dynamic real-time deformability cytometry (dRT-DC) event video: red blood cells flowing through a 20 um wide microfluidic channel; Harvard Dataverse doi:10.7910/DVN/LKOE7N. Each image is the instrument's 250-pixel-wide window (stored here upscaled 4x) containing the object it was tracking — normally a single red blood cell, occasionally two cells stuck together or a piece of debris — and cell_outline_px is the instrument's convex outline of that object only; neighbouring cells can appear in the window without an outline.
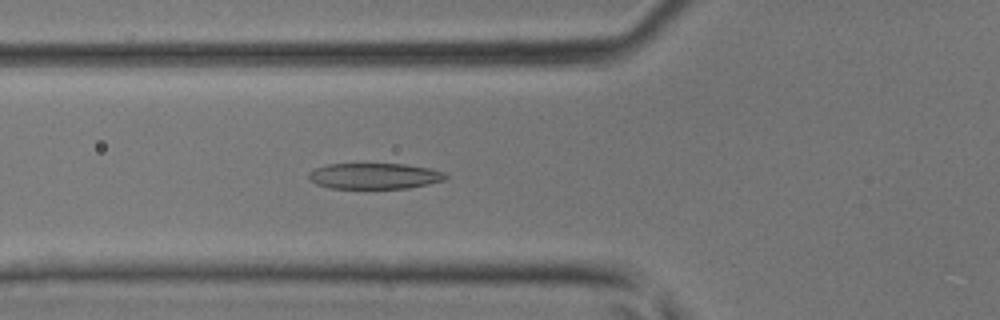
{"species": "common noctule bat (a hibernating species)", "species_latin": "Nyctalus noctula", "temperature_condition": "room temperature", "stored_images_in_passage": 35, "camera_frame_rate_fps": 3000, "um_per_image_px": 0.085, "animal": {"sex": "male", "body_mass_g": 17.9, "forearm_length_mm": 54.2}, "frame": {"image": 1, "passage_image": 9, "time_ms": 2.667, "image_size_px": [1000, 320], "cell_outline_px": [[448, 176], [444, 180], [428, 184], [408, 188], [332, 188], [316, 184], [308, 176], [308, 172], [316, 168], [328, 164], [404, 164], [428, 168], [444, 172]], "centroid_in_image_um": [31.83, 14.96], "position_along_channel_um": 94.0, "area_um2": 20.46}}
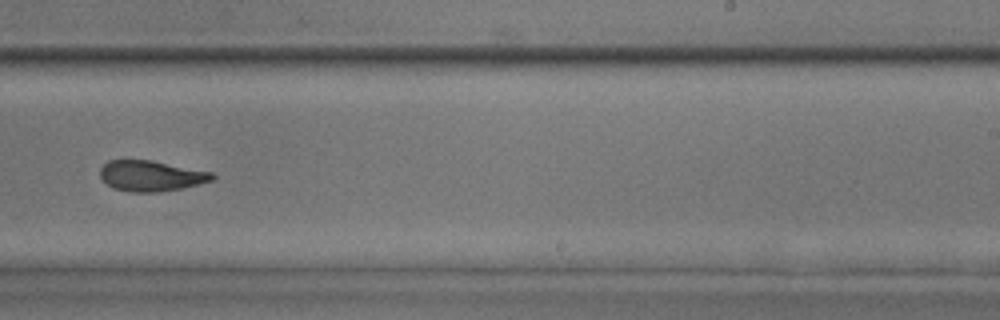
{"frame": {"image": 2, "passage_image": 21, "time_ms": 6.667, "image_size_px": [1000, 320], "cell_outline_px": [[216, 176], [212, 180], [180, 188], [156, 192], [128, 192], [112, 188], [100, 176], [100, 168], [108, 160], [152, 160], [212, 172]], "centroid_in_image_um": [12.81, 14.94], "position_along_channel_um": 276.2, "area_um2": 19.88}}
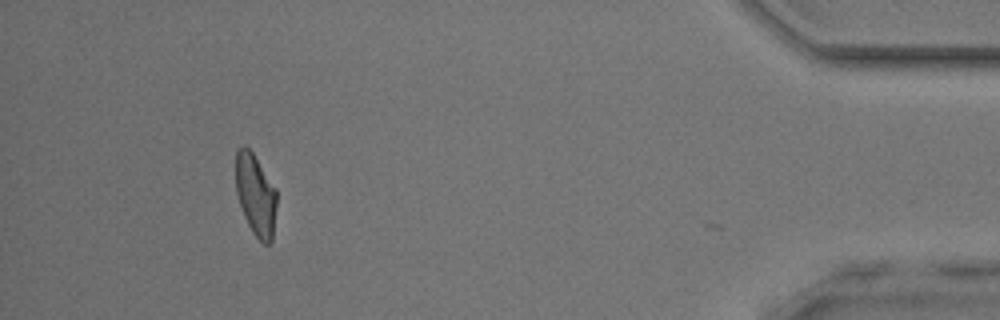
{"frame": {"image": 3, "passage_image": 34, "time_ms": 11.0, "image_size_px": [1000, 320], "cell_outline_px": [[276, 204], [272, 240], [268, 244], [264, 244], [252, 232], [244, 216], [236, 192], [236, 148], [244, 144], [252, 152], [276, 188]], "centroid_in_image_um": [21.72, 16.54], "position_along_channel_um": 413.5, "area_um2": 19.36}}